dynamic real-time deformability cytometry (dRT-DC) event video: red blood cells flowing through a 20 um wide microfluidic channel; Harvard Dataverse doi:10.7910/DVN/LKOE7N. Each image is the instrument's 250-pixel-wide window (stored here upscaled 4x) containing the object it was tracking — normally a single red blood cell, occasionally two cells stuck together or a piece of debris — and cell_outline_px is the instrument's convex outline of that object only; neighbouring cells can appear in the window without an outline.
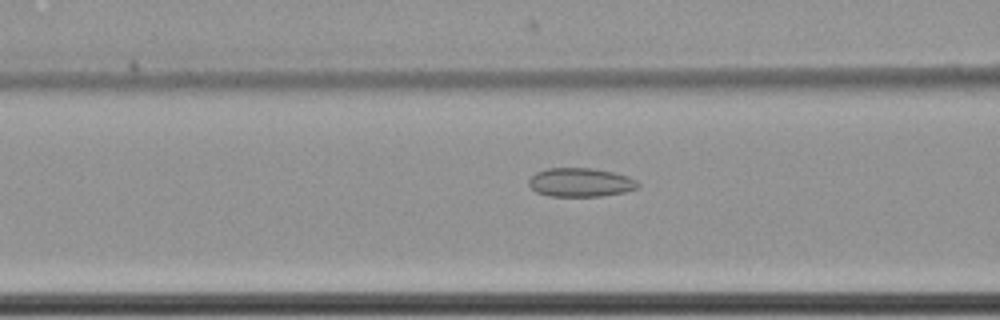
{"species": "common noctule bat (a hibernating species)", "species_latin": "Nyctalus noctula", "temperature_condition": "cold", "stored_images_in_passage": 46, "camera_frame_rate_fps": 3000, "um_per_image_px": 0.085, "animal": {"sex": "female", "body_mass_g": 22.7, "forearm_length_mm": 54.2}, "frame": {"image": 1, "passage_image": 18, "time_ms": 5.667, "image_size_px": [1000, 320], "cell_outline_px": [[640, 188], [624, 192], [600, 196], [548, 196], [536, 192], [528, 184], [528, 180], [536, 172], [548, 168], [592, 168], [612, 172], [628, 176], [636, 180], [640, 184]], "centroid_in_image_um": [49.35, 15.5], "position_along_channel_um": 117.2, "area_um2": 18.38}}
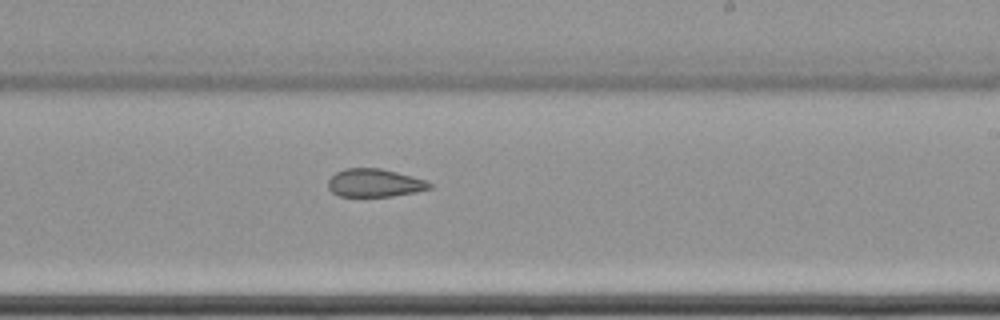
{"frame": {"image": 2, "passage_image": 30, "time_ms": 9.667, "image_size_px": [1000, 320], "cell_outline_px": [[432, 188], [416, 192], [392, 196], [340, 196], [332, 192], [328, 188], [328, 180], [336, 172], [344, 168], [380, 168], [428, 180], [432, 184]], "centroid_in_image_um": [31.86, 15.54], "position_along_channel_um": 257.1, "area_um2": 16.65}}
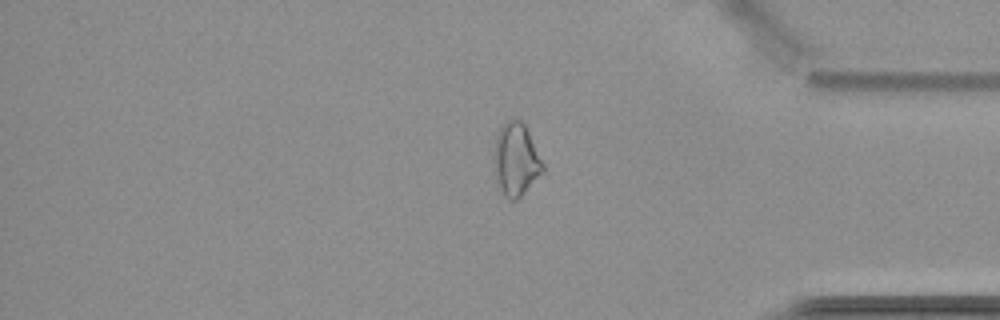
{"frame": {"image": 3, "passage_image": 43, "time_ms": 14.0, "image_size_px": [1000, 320], "cell_outline_px": [[544, 172], [516, 200], [508, 200], [500, 188], [496, 180], [496, 136], [500, 128], [508, 120], [520, 120], [524, 124], [544, 164]], "centroid_in_image_um": [43.89, 13.58], "position_along_channel_um": 391.3, "area_um2": 20.0}}